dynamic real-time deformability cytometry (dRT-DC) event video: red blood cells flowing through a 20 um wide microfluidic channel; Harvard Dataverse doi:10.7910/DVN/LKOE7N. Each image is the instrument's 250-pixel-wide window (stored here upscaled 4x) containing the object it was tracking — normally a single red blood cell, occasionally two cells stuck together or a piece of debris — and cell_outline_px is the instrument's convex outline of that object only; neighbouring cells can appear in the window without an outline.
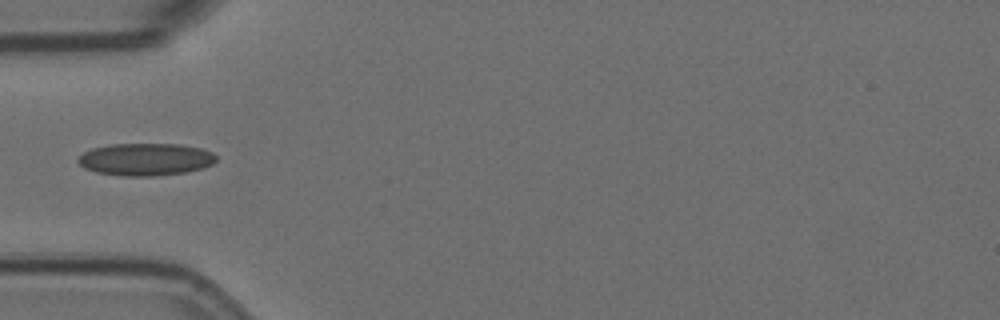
{"species": "Egyptian fruit bat (a non-hibernating species)", "species_latin": "Rousettus aegyptiacus", "temperature_condition": "room temperature", "stored_images_in_passage": 7, "camera_frame_rate_fps": 3000, "um_per_image_px": 0.085, "animal": {"sex": "female"}, "frame": {"image": 1, "passage_image": 5, "time_ms": 1.333, "image_size_px": [1000, 320], "cell_outline_px": [[216, 160], [212, 164], [200, 168], [184, 172], [152, 176], [120, 176], [96, 172], [84, 168], [76, 160], [76, 156], [92, 148], [112, 144], [180, 144], [200, 148], [212, 152], [216, 156]], "centroid_in_image_um": [12.32, 13.54], "position_along_channel_um": 72.7, "area_um2": 26.07}}
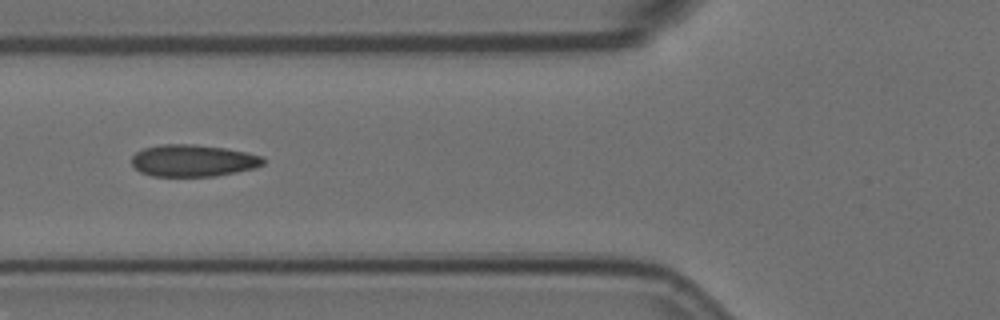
{"frame": {"image": 2, "passage_image": 6, "time_ms": 1.667, "image_size_px": [1000, 320], "cell_outline_px": [[264, 164], [256, 168], [216, 176], [152, 176], [140, 172], [132, 164], [132, 156], [136, 152], [144, 148], [160, 144], [192, 144], [224, 148], [264, 156]], "centroid_in_image_um": [16.41, 13.65], "position_along_channel_um": 109.4, "area_um2": 24.51}}
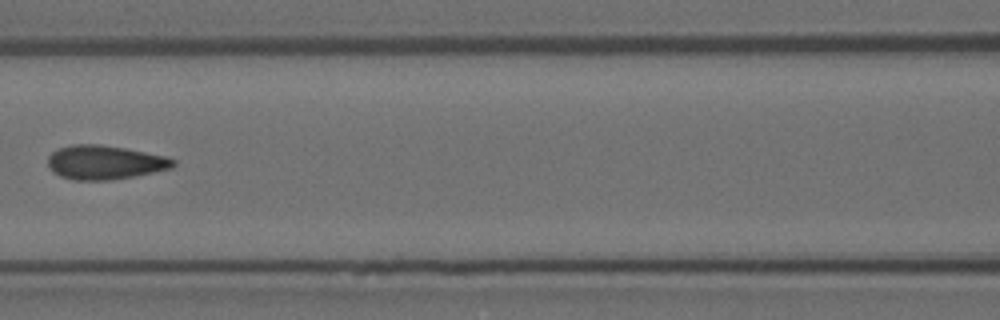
{"frame": {"image": 3, "passage_image": 7, "time_ms": 2.0, "image_size_px": [1000, 320], "cell_outline_px": [[176, 164], [172, 168], [112, 180], [72, 180], [60, 176], [48, 164], [48, 156], [52, 152], [60, 148], [72, 144], [96, 144], [124, 148], [164, 156], [176, 160]], "centroid_in_image_um": [8.91, 13.8], "position_along_channel_um": 157.7, "area_um2": 24.51}}